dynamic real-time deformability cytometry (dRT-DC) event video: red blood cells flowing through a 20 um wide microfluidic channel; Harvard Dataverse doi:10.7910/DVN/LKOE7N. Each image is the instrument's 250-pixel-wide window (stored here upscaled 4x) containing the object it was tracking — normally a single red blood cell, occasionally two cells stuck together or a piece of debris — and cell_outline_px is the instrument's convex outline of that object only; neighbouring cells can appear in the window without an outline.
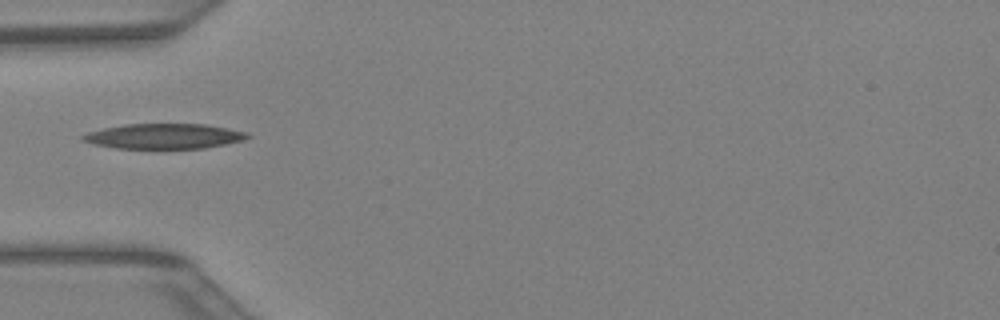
{"species": "Egyptian fruit bat (a non-hibernating species)", "species_latin": "Rousettus aegyptiacus", "temperature_condition": "warm", "stored_images_in_passage": 29, "camera_frame_rate_fps": 3000, "um_per_image_px": 0.085, "animal": {"sex": "female"}, "frame": {"image": 1, "passage_image": 1, "time_ms": 0.0, "image_size_px": [1000, 320], "cell_outline_px": [[252, 136], [244, 140], [204, 148], [116, 148], [92, 144], [80, 140], [80, 136], [88, 132], [104, 128], [124, 124], [204, 124], [228, 128], [248, 132]], "centroid_in_image_um": [13.93, 11.57], "position_along_channel_um": 71.1, "area_um2": 24.16}}
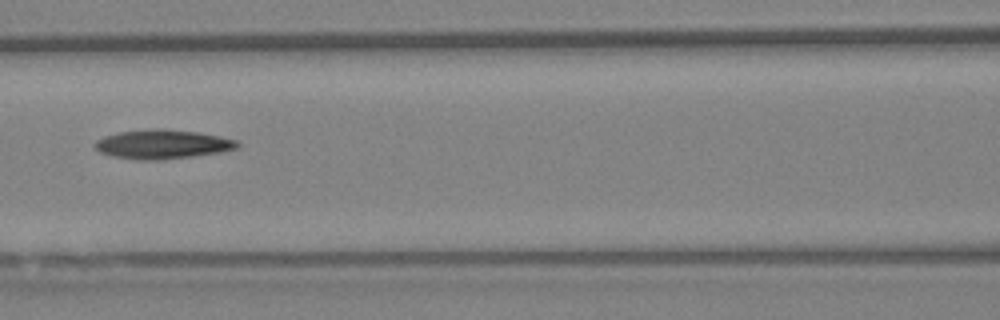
{"frame": {"image": 2, "passage_image": 6, "time_ms": 1.667, "image_size_px": [1000, 320], "cell_outline_px": [[240, 144], [236, 148], [216, 152], [192, 156], [160, 160], [136, 160], [112, 156], [100, 152], [92, 144], [96, 140], [104, 136], [120, 132], [152, 128], [164, 128], [200, 132], [220, 136], [236, 140]], "centroid_in_image_um": [13.76, 12.25], "position_along_channel_um": 152.8, "area_um2": 24.22}}
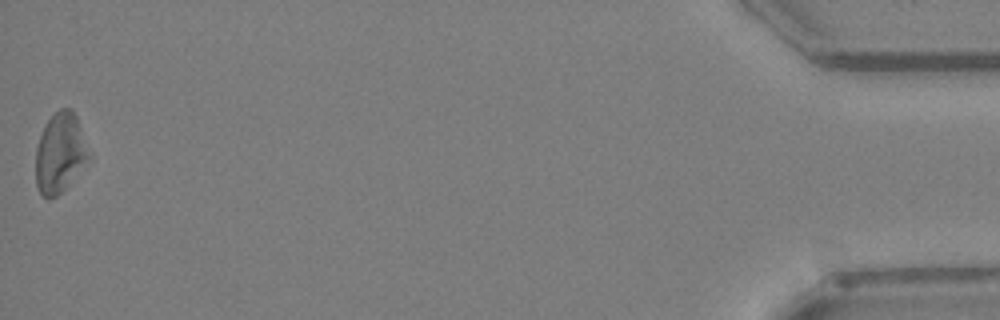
{"frame": {"image": 3, "passage_image": 29, "time_ms": 9.333, "image_size_px": [1000, 320], "cell_outline_px": [[88, 160], [68, 184], [56, 196], [48, 200], [40, 192], [36, 184], [36, 148], [44, 124], [60, 108], [72, 108], [76, 116], [88, 156]], "centroid_in_image_um": [5.05, 13.0], "position_along_channel_um": 430.2, "area_um2": 23.87}}